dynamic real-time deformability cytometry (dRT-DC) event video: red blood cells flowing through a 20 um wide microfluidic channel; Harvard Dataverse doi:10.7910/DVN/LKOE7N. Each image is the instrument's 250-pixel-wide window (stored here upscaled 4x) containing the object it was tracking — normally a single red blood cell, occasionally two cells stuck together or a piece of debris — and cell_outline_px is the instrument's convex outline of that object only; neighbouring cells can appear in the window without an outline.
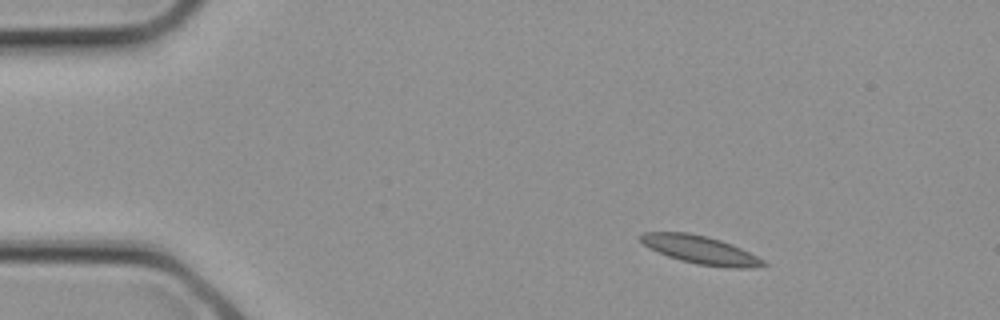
{"species": "common noctule bat (a hibernating species)", "species_latin": "Nyctalus noctula", "temperature_condition": "cold", "stored_images_in_passage": 2, "camera_frame_rate_fps": 3000, "um_per_image_px": 0.085, "animal": {"sex": "female", "body_mass_g": 21.9}, "frame": {"image": 1, "passage_image": 2, "time_ms": 0.333, "image_size_px": [1000, 320], "cell_outline_px": [[768, 264], [752, 268], [728, 268], [696, 264], [680, 260], [668, 256], [648, 248], [640, 240], [640, 236], [644, 232], [688, 232], [708, 236], [732, 244], [764, 260]], "centroid_in_image_um": [59.53, 21.24], "position_along_channel_um": 25.5, "area_um2": 20.11}}